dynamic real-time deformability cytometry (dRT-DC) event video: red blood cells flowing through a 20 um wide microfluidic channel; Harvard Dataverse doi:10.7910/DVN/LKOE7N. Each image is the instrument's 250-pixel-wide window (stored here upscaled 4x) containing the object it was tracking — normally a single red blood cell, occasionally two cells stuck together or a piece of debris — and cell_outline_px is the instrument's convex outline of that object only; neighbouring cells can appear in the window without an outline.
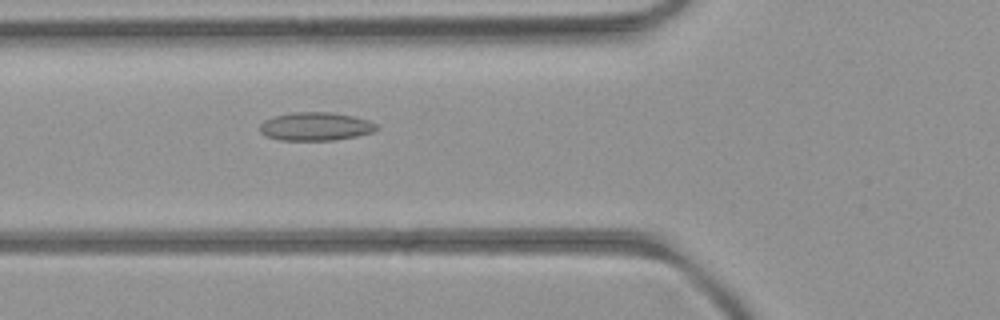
{"species": "common noctule bat (a hibernating species)", "species_latin": "Nyctalus noctula", "temperature_condition": "room temperature", "stored_images_in_passage": 38, "camera_frame_rate_fps": 3000, "um_per_image_px": 0.085, "animal": {"sex": "female", "body_mass_g": 21.9}, "frame": {"image": 1, "passage_image": 10, "time_ms": 3.0, "image_size_px": [1000, 320], "cell_outline_px": [[380, 128], [372, 132], [356, 136], [332, 140], [280, 140], [268, 136], [260, 132], [260, 124], [264, 120], [276, 116], [292, 112], [328, 112], [352, 116], [368, 120], [376, 124]], "centroid_in_image_um": [26.83, 10.75], "position_along_channel_um": 99.0, "area_um2": 19.07}}
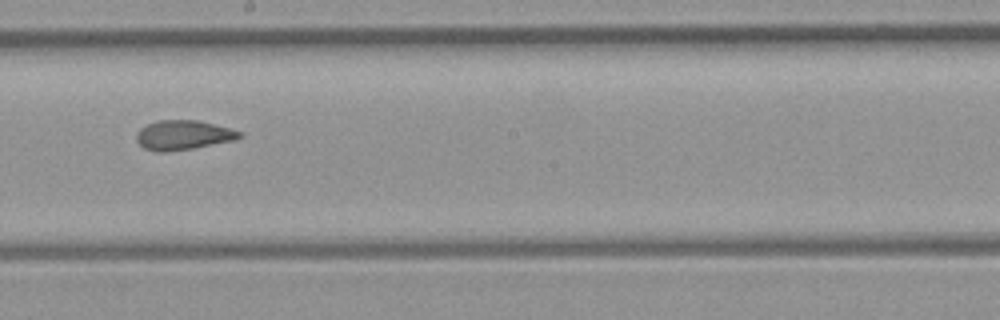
{"frame": {"image": 2, "passage_image": 20, "time_ms": 6.333, "image_size_px": [1000, 320], "cell_outline_px": [[244, 136], [236, 140], [192, 148], [164, 152], [156, 152], [144, 148], [136, 140], [136, 136], [140, 128], [156, 120], [196, 120], [228, 128], [240, 132]], "centroid_in_image_um": [15.55, 11.48], "position_along_channel_um": 232.6, "area_um2": 17.57}}
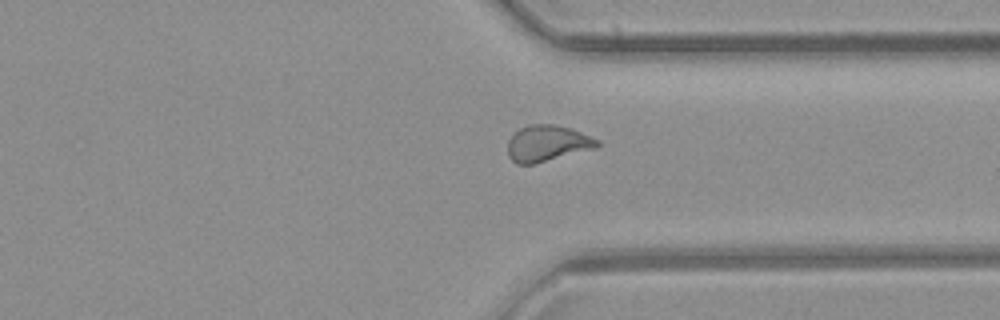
{"frame": {"image": 3, "passage_image": 30, "time_ms": 9.667, "image_size_px": [1000, 320], "cell_outline_px": [[600, 144], [596, 148], [532, 164], [516, 164], [508, 156], [508, 140], [520, 128], [532, 124], [552, 124], [572, 128], [600, 140]], "centroid_in_image_um": [46.54, 12.18], "position_along_channel_um": 364.9, "area_um2": 18.79}, "authors_computed_cell_mechanics": {"area_um2": 18.2648, "velocity_mm_per_s": 3.9901, "shape_relaxation_time_tau1_ms": null, "shape_relaxation_time_tau2_ms": 2.231, "deformation_change_tau1": null, "deformation_change_tau2": 0.0863}}